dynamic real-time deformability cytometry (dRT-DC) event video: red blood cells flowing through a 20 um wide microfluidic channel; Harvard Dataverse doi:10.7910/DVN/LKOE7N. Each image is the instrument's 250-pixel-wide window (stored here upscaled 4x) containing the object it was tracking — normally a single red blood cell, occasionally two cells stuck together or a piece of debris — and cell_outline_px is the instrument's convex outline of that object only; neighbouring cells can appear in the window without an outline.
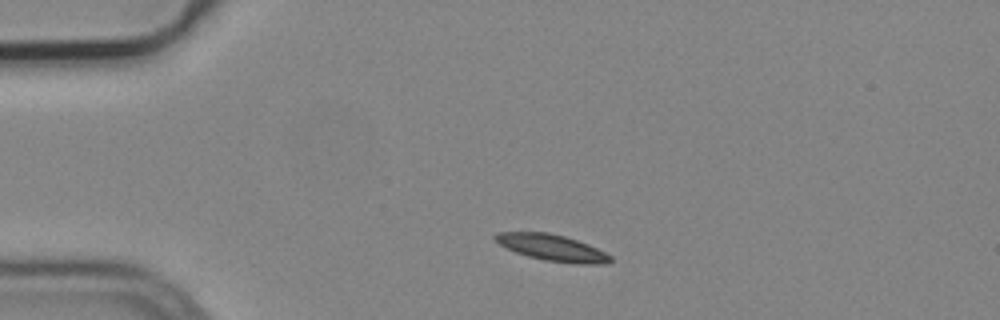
{"species": "common noctule bat (a hibernating species)", "species_latin": "Nyctalus noctula", "temperature_condition": "cold", "stored_images_in_passage": 2, "camera_frame_rate_fps": 3000, "um_per_image_px": 0.085, "animal": {"sex": "male", "body_mass_g": 19.2, "forearm_length_mm": 51.8}, "frame": {"image": 1, "passage_image": 1, "time_ms": 0.0, "image_size_px": [1000, 320], "cell_outline_px": [[612, 260], [608, 264], [576, 264], [544, 260], [528, 256], [516, 252], [500, 244], [492, 236], [496, 232], [548, 232], [564, 236], [588, 244], [612, 256]], "centroid_in_image_um": [46.95, 21.06], "position_along_channel_um": 38.1, "area_um2": 17.63}}